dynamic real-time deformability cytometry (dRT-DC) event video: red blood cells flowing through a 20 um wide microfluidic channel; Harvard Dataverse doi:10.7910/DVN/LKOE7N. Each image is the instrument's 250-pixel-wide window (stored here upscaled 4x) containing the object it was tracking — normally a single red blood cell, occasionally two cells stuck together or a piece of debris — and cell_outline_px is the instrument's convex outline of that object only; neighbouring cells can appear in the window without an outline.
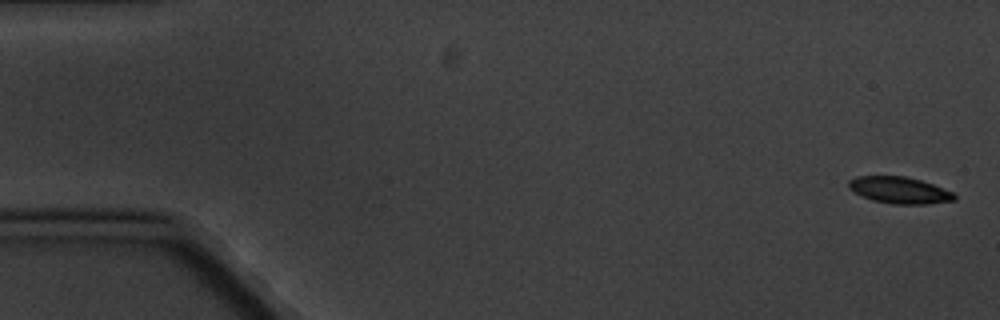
{"species": "common noctule bat (a hibernating species)", "species_latin": "Nyctalus noctula", "temperature_condition": "cold", "stored_images_in_passage": 6, "camera_frame_rate_fps": 3000, "um_per_image_px": 0.085, "animal": {"sex": "male", "body_mass_g": 20.1, "forearm_length_mm": 53.5}, "frame": {"image": 1, "passage_image": 1, "time_ms": 0.0, "image_size_px": [1000, 320], "cell_outline_px": [[956, 200], [928, 204], [892, 204], [872, 200], [852, 192], [848, 188], [848, 180], [856, 176], [904, 176], [920, 180], [932, 184], [952, 192], [956, 196]], "centroid_in_image_um": [76.41, 16.17], "position_along_channel_um": 8.6, "area_um2": 16.47}}